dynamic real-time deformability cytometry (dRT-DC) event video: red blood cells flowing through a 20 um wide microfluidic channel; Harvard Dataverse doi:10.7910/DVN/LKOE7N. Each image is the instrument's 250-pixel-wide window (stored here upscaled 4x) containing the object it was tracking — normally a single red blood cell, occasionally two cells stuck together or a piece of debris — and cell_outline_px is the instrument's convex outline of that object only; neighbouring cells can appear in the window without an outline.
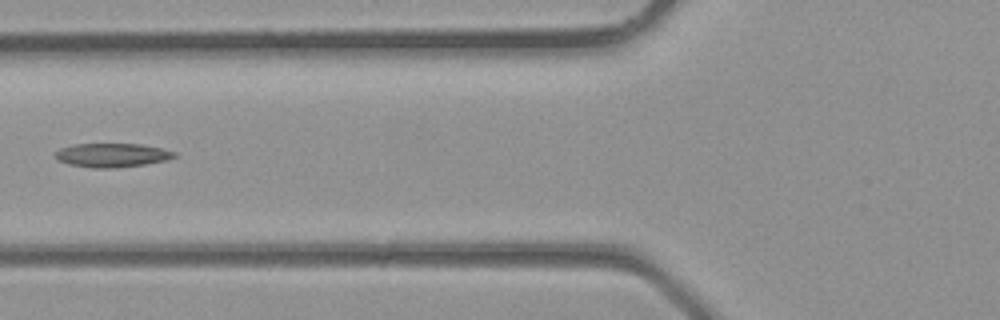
{"species": "common noctule bat (a hibernating species)", "species_latin": "Nyctalus noctula", "temperature_condition": "room temperature", "stored_images_in_passage": 4, "camera_frame_rate_fps": 3000, "um_per_image_px": 0.085, "animal": {"sex": "male", "body_mass_g": 23.1, "forearm_length_mm": 52.7}, "frame": {"image": 1, "passage_image": 4, "time_ms": 1.0, "image_size_px": [1000, 320], "cell_outline_px": [[176, 156], [168, 160], [144, 164], [116, 168], [92, 168], [68, 164], [60, 160], [56, 156], [56, 152], [60, 148], [76, 144], [140, 144], [160, 148], [176, 152]], "centroid_in_image_um": [9.55, 13.19], "position_along_channel_um": 116.3, "area_um2": 16.42}}